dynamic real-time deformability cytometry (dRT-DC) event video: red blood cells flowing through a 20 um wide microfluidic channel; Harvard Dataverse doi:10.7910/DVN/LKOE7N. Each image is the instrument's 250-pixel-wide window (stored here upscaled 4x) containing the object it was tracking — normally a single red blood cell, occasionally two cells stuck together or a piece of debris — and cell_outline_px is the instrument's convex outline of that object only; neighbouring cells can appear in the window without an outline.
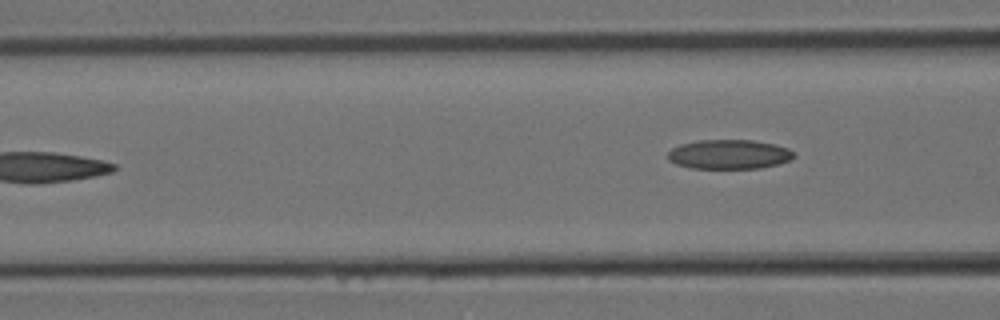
{"species": "Egyptian fruit bat (a non-hibernating species)", "species_latin": "Rousettus aegyptiacus", "temperature_condition": "room temperature", "stored_images_in_passage": 13, "camera_frame_rate_fps": 3000, "um_per_image_px": 0.085, "animal": {"sex": "female"}, "frame": {"image": 1, "passage_image": 13, "time_ms": 4.0, "image_size_px": [1000, 320], "cell_outline_px": [[796, 156], [788, 160], [776, 164], [760, 168], [692, 168], [676, 164], [668, 160], [668, 152], [672, 148], [680, 144], [696, 140], [752, 140], [776, 144], [788, 148]], "centroid_in_image_um": [61.94, 13.11], "position_along_channel_um": 104.7, "area_um2": 21.56}}